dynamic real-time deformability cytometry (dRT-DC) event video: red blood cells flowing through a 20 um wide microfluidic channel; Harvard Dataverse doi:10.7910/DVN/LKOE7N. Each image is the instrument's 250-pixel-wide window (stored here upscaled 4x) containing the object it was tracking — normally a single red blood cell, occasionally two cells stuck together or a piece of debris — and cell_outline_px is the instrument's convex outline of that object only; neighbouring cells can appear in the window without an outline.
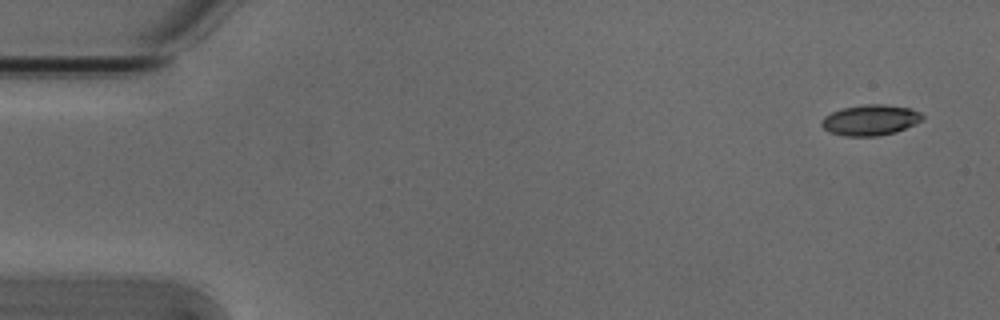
{"species": "Egyptian fruit bat (a non-hibernating species)", "species_latin": "Rousettus aegyptiacus", "temperature_condition": "cold", "stored_images_in_passage": 13, "camera_frame_rate_fps": 3000, "um_per_image_px": 0.085, "animal": {"sex": "male"}, "frame": {"image": 1, "passage_image": 1, "time_ms": 0.0, "image_size_px": [1000, 320], "cell_outline_px": [[924, 120], [916, 124], [896, 132], [876, 136], [844, 136], [828, 132], [820, 124], [820, 120], [824, 116], [840, 108], [864, 104], [884, 104], [908, 108], [920, 112], [924, 116]], "centroid_in_image_um": [73.96, 10.2], "position_along_channel_um": 11.0, "area_um2": 18.26}}
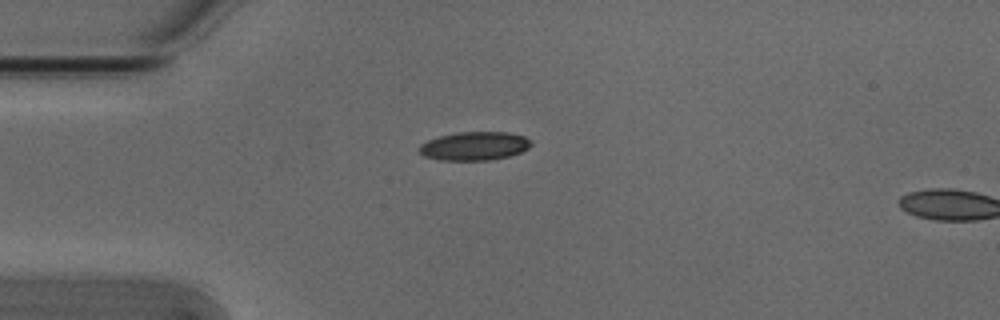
{"frame": {"image": 2, "passage_image": 12, "time_ms": 3.667, "image_size_px": [1000, 320], "cell_outline_px": [[532, 144], [528, 148], [520, 152], [508, 156], [488, 160], [436, 160], [424, 156], [420, 152], [420, 144], [428, 140], [440, 136], [456, 132], [508, 132], [524, 136], [532, 140]], "centroid_in_image_um": [40.33, 12.41], "position_along_channel_um": 44.7, "area_um2": 18.61}}